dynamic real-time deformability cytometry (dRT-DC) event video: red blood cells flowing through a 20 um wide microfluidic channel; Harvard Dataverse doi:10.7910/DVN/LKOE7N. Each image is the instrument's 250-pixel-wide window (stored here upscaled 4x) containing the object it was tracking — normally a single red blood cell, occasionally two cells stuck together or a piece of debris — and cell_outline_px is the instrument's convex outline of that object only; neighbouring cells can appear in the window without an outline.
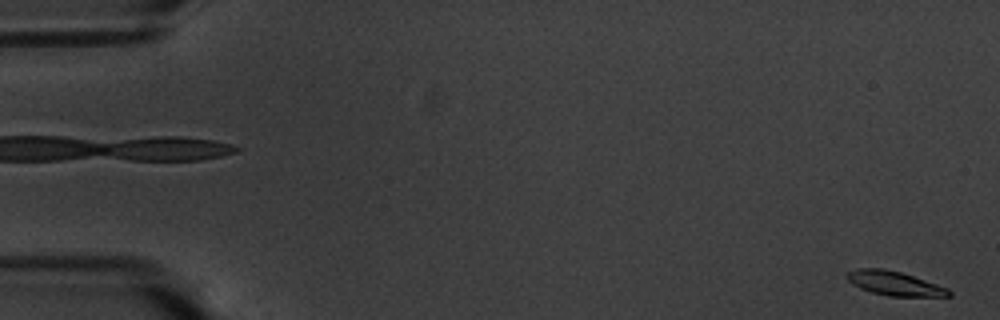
{"species": "common noctule bat (a hibernating species)", "species_latin": "Nyctalus noctula", "temperature_condition": "warm", "stored_images_in_passage": 58, "camera_frame_rate_fps": 3000, "um_per_image_px": 0.085, "animal": {"sex": "male", "body_mass_g": 20.1, "forearm_length_mm": 53.5}, "frame": {"image": 1, "passage_image": 2, "time_ms": 0.333, "image_size_px": [1000, 320], "cell_outline_px": [[952, 296], [888, 296], [872, 292], [860, 288], [852, 284], [844, 276], [848, 272], [856, 268], [884, 268], [900, 272], [948, 288], [952, 292]], "centroid_in_image_um": [76.0, 24.08], "position_along_channel_um": 9.0, "area_um2": 14.28}}
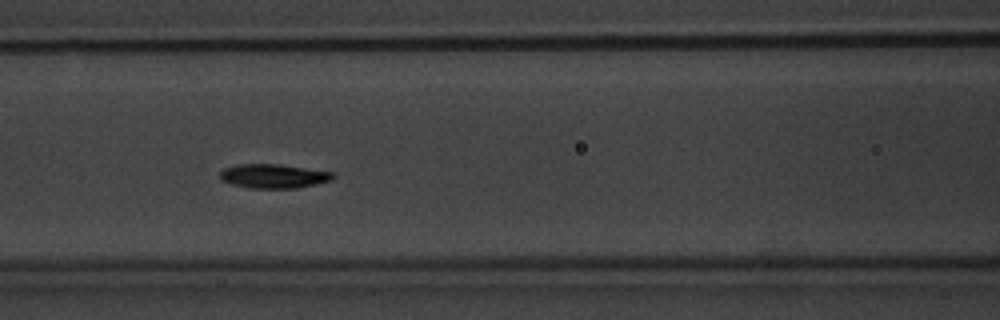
{"frame": {"image": 2, "passage_image": 26, "time_ms": 8.333, "image_size_px": [1000, 320], "cell_outline_px": [[336, 176], [332, 180], [316, 184], [296, 188], [248, 188], [232, 184], [220, 180], [220, 172], [224, 168], [236, 164], [280, 164], [332, 172]], "centroid_in_image_um": [23.24, 14.97], "position_along_channel_um": 143.4, "area_um2": 15.95}}
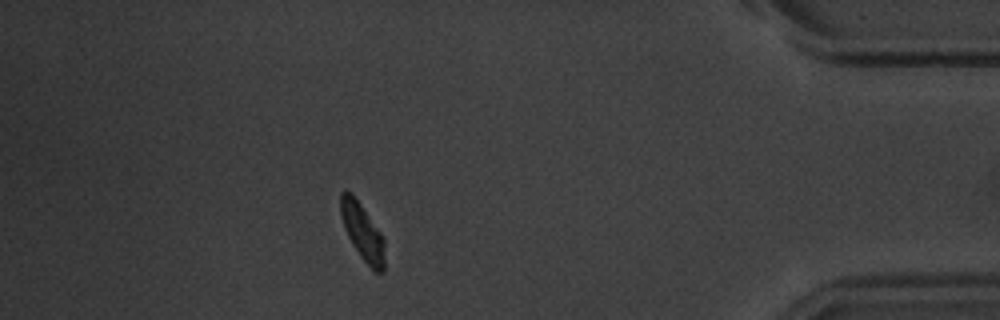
{"frame": {"image": 3, "passage_image": 52, "time_ms": 17.0, "image_size_px": [1000, 320], "cell_outline_px": [[384, 272], [376, 272], [360, 256], [352, 244], [344, 228], [340, 216], [340, 192], [352, 192], [380, 232], [384, 240]], "centroid_in_image_um": [30.79, 19.69], "position_along_channel_um": 404.4, "area_um2": 14.39}, "authors_computed_cell_mechanics": {"area_um2": 15.1725, "velocity_mm_per_s": 3.5134, "shape_relaxation_time_tau1_ms": 1.9781, "shape_relaxation_time_tau2_ms": 1.9052, "deformation_change_tau1": 0.1261, "deformation_change_tau2": 0.052}}